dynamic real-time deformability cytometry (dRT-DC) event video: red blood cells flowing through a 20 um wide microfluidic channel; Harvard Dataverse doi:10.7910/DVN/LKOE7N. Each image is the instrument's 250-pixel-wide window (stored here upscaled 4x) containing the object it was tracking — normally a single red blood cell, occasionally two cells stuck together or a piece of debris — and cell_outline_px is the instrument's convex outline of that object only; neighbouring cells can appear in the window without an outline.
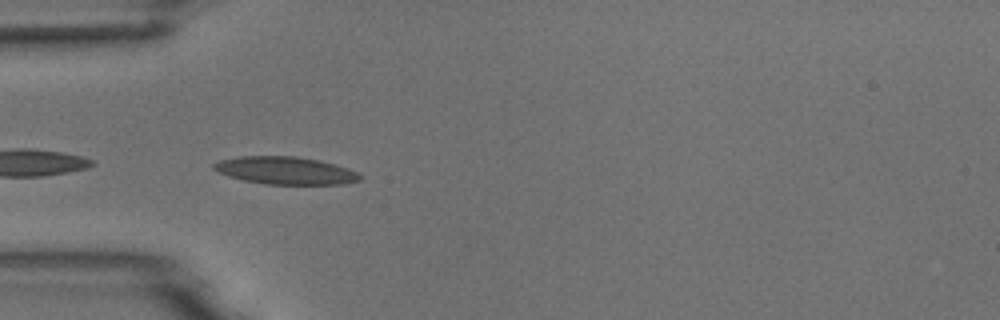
{"species": "common noctule bat (a hibernating species)", "species_latin": "Nyctalus noctula", "temperature_condition": "room temperature", "stored_images_in_passage": 6, "camera_frame_rate_fps": 3000, "um_per_image_px": 0.085, "animal": {"sex": "male", "body_mass_g": 18.8}, "frame": {"image": 1, "passage_image": 5, "time_ms": 4.667, "image_size_px": [1000, 320], "cell_outline_px": [[364, 176], [360, 180], [344, 184], [264, 184], [244, 180], [228, 176], [212, 168], [212, 164], [220, 160], [240, 156], [296, 156], [316, 160], [348, 168]], "centroid_in_image_um": [24.25, 14.5], "position_along_channel_um": 60.7, "area_um2": 23.35}}